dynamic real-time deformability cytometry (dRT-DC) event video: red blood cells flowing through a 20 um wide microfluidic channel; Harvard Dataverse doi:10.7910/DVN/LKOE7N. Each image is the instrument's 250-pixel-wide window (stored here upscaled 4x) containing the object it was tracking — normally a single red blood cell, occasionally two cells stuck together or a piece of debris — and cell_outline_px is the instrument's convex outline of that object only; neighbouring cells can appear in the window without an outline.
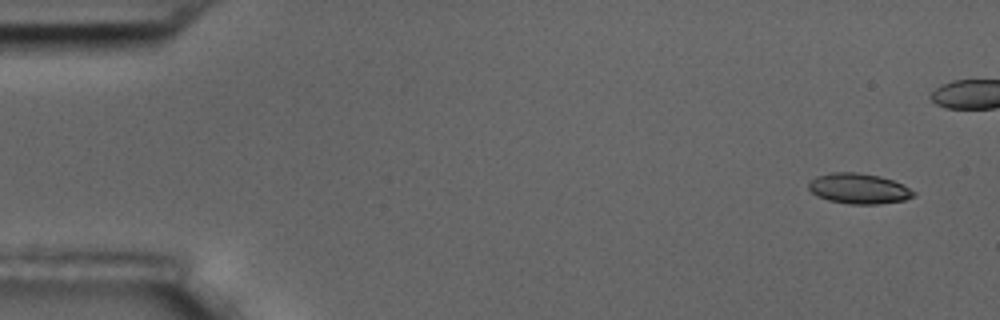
{"species": "common noctule bat (a hibernating species)", "species_latin": "Nyctalus noctula", "temperature_condition": "room temperature", "stored_images_in_passage": 7, "camera_frame_rate_fps": 3000, "um_per_image_px": 0.085, "animal": {"sex": "male", "body_mass_g": 17.5, "forearm_length_mm": 52.3}, "frame": {"image": 1, "passage_image": 1, "time_ms": 0.0, "image_size_px": [1000, 320], "cell_outline_px": [[916, 196], [904, 200], [880, 204], [848, 204], [828, 200], [816, 196], [808, 188], [808, 184], [816, 176], [832, 172], [856, 172], [880, 176], [892, 180], [916, 192]], "centroid_in_image_um": [72.98, 16.03], "position_along_channel_um": 12.0, "area_um2": 18.61}}
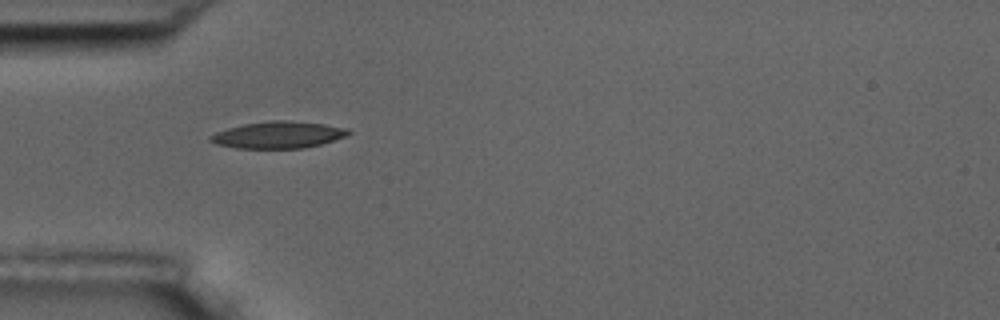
{"frame": {"image": 2, "passage_image": 6, "time_ms": 6.667, "image_size_px": [1000, 320], "cell_outline_px": [[352, 132], [344, 136], [320, 144], [304, 148], [236, 148], [216, 144], [208, 140], [208, 136], [216, 132], [228, 128], [244, 124], [272, 120], [288, 120], [324, 124], [348, 128]], "centroid_in_image_um": [23.62, 11.46], "position_along_channel_um": 61.4, "area_um2": 21.44}}